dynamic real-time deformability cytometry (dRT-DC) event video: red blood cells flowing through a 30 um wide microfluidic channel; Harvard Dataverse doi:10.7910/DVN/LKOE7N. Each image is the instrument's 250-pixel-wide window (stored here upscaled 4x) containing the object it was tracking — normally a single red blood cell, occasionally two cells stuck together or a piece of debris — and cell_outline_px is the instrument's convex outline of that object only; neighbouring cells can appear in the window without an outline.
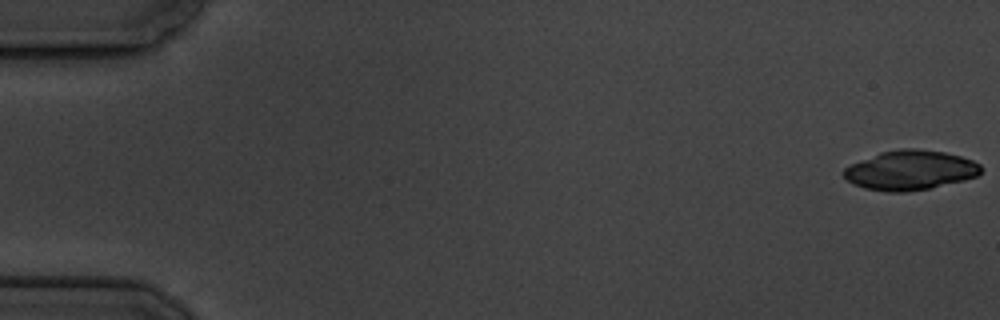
{"species": "common noctule bat (a hibernating species)", "species_latin": "Nyctalus noctula", "temperature_condition": "cold", "stored_images_in_passage": 9, "camera_frame_rate_fps": 3000, "um_per_image_px": 0.085, "animal": {"sex": "male", "body_mass_g": 19.5, "forearm_length_mm": 54.6}, "frame": {"image": 1, "passage_image": 1, "time_ms": 0.0, "image_size_px": [1000, 320], "cell_outline_px": [[980, 172], [976, 176], [964, 180], [932, 188], [908, 192], [888, 192], [864, 188], [852, 184], [840, 172], [844, 168], [852, 164], [880, 152], [900, 148], [916, 148], [944, 152], [960, 156], [972, 160], [980, 164]], "centroid_in_image_um": [77.34, 14.47], "position_along_channel_um": 7.7, "area_um2": 31.73}}